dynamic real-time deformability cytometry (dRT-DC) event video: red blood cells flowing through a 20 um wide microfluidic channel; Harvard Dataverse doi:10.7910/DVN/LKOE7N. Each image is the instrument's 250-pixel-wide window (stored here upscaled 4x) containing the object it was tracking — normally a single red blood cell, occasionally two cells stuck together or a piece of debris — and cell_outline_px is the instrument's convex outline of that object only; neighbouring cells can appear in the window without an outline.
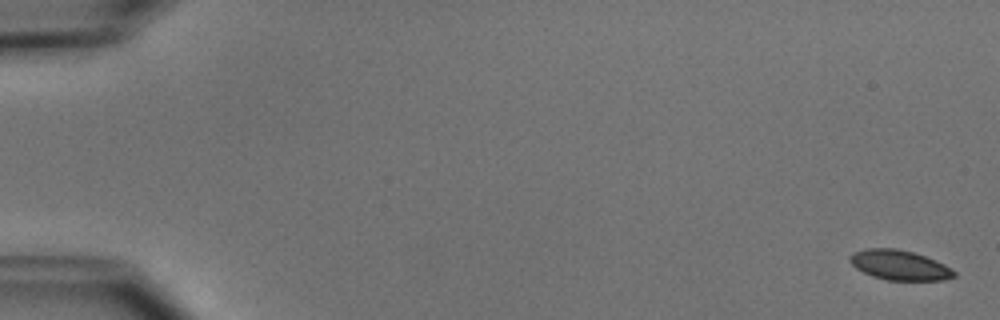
{"species": "common noctule bat (a hibernating species)", "species_latin": "Nyctalus noctula", "temperature_condition": "cold", "stored_images_in_passage": 4, "camera_frame_rate_fps": 3000, "um_per_image_px": 0.085, "animal": {"sex": "male", "body_mass_g": 15.6}, "frame": {"image": 1, "passage_image": 1, "time_ms": 0.0, "image_size_px": [1000, 320], "cell_outline_px": [[956, 276], [944, 280], [888, 280], [872, 276], [856, 268], [848, 260], [848, 256], [852, 252], [868, 248], [896, 248], [912, 252], [936, 260], [952, 268], [956, 272]], "centroid_in_image_um": [76.45, 22.53], "position_along_channel_um": 8.5, "area_um2": 18.21}}
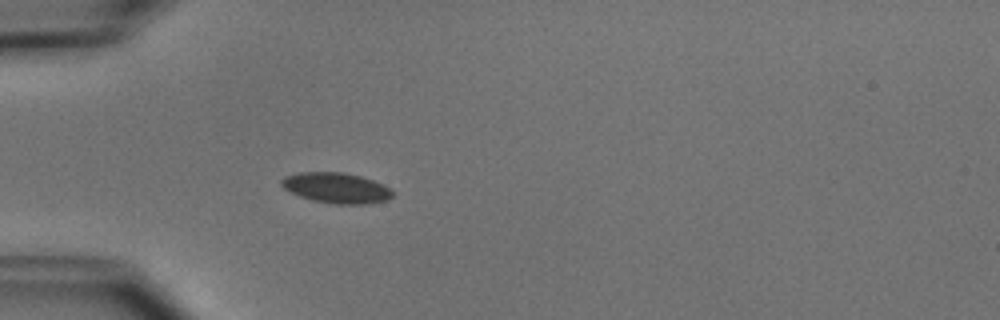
{"frame": {"image": 2, "passage_image": 4, "time_ms": 5.0, "image_size_px": [1000, 320], "cell_outline_px": [[392, 196], [388, 200], [368, 204], [332, 204], [312, 200], [300, 196], [284, 188], [280, 184], [280, 180], [284, 176], [300, 172], [344, 172], [360, 176], [372, 180], [388, 188], [392, 192]], "centroid_in_image_um": [28.55, 15.97], "position_along_channel_um": 56.4, "area_um2": 19.65}}